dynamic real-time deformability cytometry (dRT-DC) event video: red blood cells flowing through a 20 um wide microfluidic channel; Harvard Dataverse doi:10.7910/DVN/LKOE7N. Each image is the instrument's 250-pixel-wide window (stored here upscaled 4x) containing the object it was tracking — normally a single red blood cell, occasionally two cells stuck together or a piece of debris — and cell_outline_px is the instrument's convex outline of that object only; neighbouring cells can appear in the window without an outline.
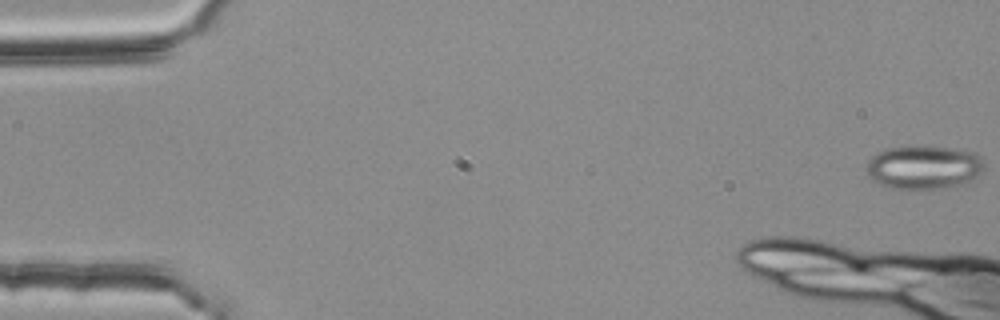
{"species": "common noctule bat (a hibernating species)", "species_latin": "Nyctalus noctula", "temperature_condition": "room temperature", "stored_images_in_passage": 12, "camera_frame_rate_fps": 3000, "um_per_image_px": 0.085, "animal": {"sex": "female", "body_mass_g": 25.1}, "frame": {"image": 1, "passage_image": 1, "time_ms": 0.0, "image_size_px": [1000, 320], "cell_outline_px": [[984, 168], [972, 180], [960, 184], [944, 188], [892, 188], [880, 184], [872, 180], [868, 176], [868, 160], [872, 156], [888, 148], [952, 148], [976, 152], [984, 164]], "centroid_in_image_um": [78.54, 14.24], "position_along_channel_um": 6.5, "area_um2": 29.07}}